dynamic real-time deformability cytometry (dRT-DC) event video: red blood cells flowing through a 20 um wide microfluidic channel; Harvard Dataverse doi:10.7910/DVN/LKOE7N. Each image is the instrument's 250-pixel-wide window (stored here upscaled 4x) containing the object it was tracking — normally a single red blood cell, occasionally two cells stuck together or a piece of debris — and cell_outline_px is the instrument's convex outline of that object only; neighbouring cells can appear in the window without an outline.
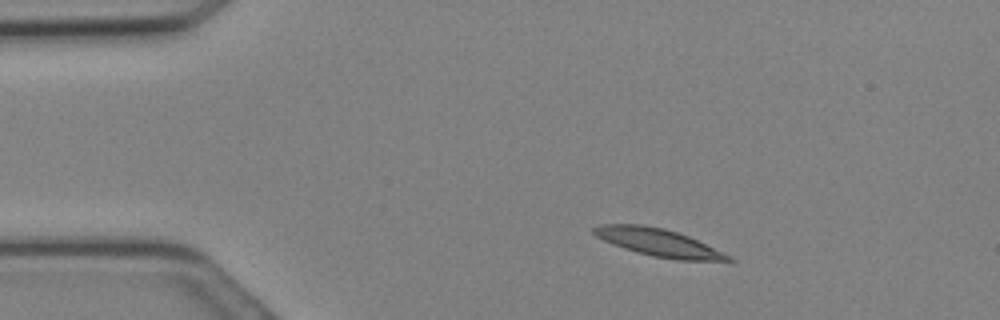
{"species": "Egyptian fruit bat (a non-hibernating species)", "species_latin": "Rousettus aegyptiacus", "temperature_condition": "cold", "stored_images_in_passage": 27, "segment_of_instrument_passage": [1, 2], "camera_frame_rate_fps": 3000, "um_per_image_px": 0.085, "animal": {"sex": "female"}, "frame": {"image": 1, "passage_image": 1, "time_ms": 0.0, "image_size_px": [1000, 320], "cell_outline_px": [[736, 260], [732, 264], [676, 260], [652, 256], [636, 252], [612, 244], [596, 236], [592, 232], [592, 228], [600, 224], [644, 224], [664, 228], [688, 236], [732, 256]], "centroid_in_image_um": [56.12, 20.66], "position_along_channel_um": 28.9, "area_um2": 22.37}}
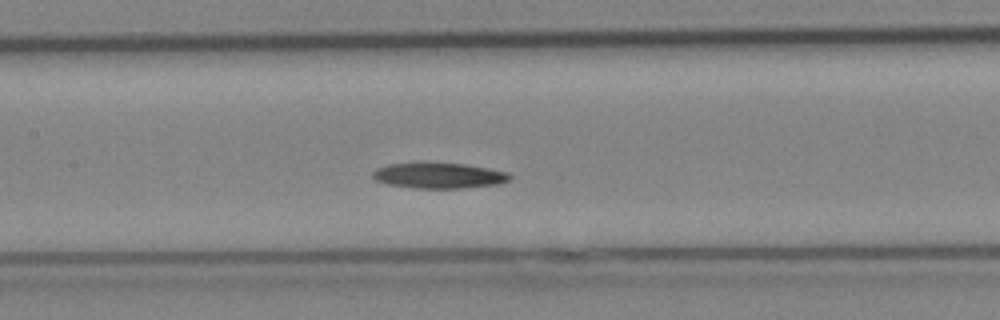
{"frame": {"image": 2, "passage_image": 10, "time_ms": 3.0, "image_size_px": [1000, 320], "cell_outline_px": [[512, 176], [508, 180], [500, 184], [464, 188], [412, 188], [388, 184], [376, 180], [372, 176], [372, 172], [376, 168], [388, 164], [420, 160], [424, 160], [464, 164], [488, 168], [508, 172]], "centroid_in_image_um": [37.26, 14.88], "position_along_channel_um": 170.1, "area_um2": 21.27}}
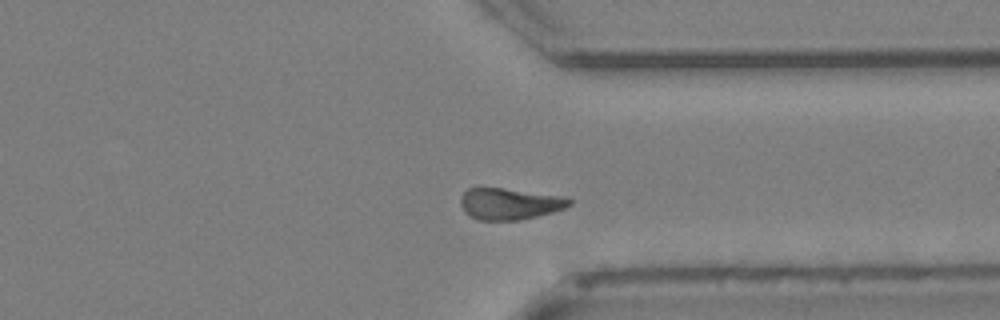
{"frame": {"image": 3, "passage_image": 19, "time_ms": 6.0, "image_size_px": [1000, 320], "cell_outline_px": [[572, 204], [564, 208], [552, 212], [520, 220], [480, 220], [464, 212], [460, 204], [460, 196], [468, 188], [500, 188], [564, 196], [572, 200]], "centroid_in_image_um": [43.31, 17.32], "position_along_channel_um": 368.1, "area_um2": 19.83}}